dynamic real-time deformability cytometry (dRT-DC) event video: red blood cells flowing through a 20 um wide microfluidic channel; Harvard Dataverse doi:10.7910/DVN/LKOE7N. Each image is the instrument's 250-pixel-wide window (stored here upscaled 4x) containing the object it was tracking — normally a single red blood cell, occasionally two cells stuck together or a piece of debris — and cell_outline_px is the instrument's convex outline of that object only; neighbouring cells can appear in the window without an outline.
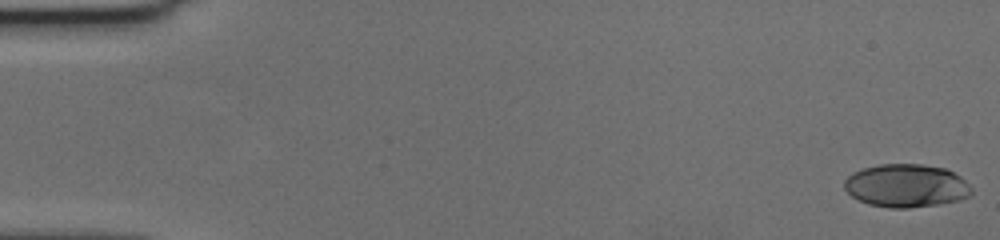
{"species": "human", "species_latin": "Homo sapiens", "temperature_condition": "cold", "stored_images_in_passage": 57, "camera_frame_rate_fps": 3000, "um_per_image_px": 0.085, "donor": {"sex": "female"}, "frame": {"image": 1, "passage_image": 1, "time_ms": 0.0, "image_size_px": [1000, 240], "cell_outline_px": [[972, 196], [960, 200], [936, 204], [908, 208], [888, 208], [868, 204], [852, 196], [844, 188], [844, 180], [852, 172], [864, 168], [880, 164], [920, 164], [944, 168], [960, 176], [972, 188]], "centroid_in_image_um": [77.03, 15.79], "position_along_channel_um": 8.0, "area_um2": 31.96}}
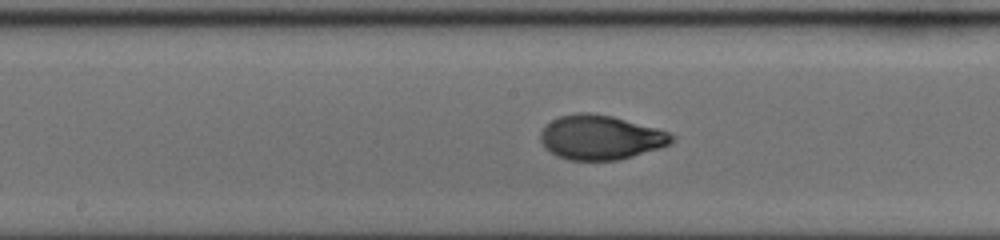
{"frame": {"image": 2, "passage_image": 30, "time_ms": 9.667, "image_size_px": [1000, 240], "cell_outline_px": [[676, 140], [660, 148], [620, 160], [568, 160], [556, 156], [544, 148], [540, 140], [540, 132], [552, 120], [560, 116], [576, 112], [588, 112], [612, 116], [656, 128], [668, 132], [676, 136]], "centroid_in_image_um": [51.04, 11.68], "position_along_channel_um": 197.2, "area_um2": 34.1}}
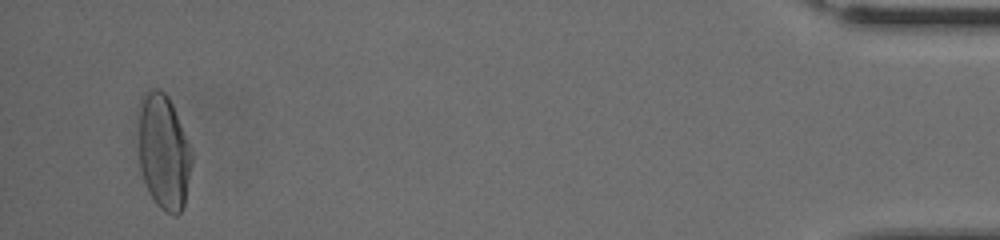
{"frame": {"image": 3, "passage_image": 55, "time_ms": 18.0, "image_size_px": [1000, 240], "cell_outline_px": [[192, 160], [184, 204], [180, 212], [176, 216], [172, 216], [164, 212], [156, 204], [148, 192], [140, 168], [140, 100], [148, 92], [156, 88], [164, 92], [168, 96], [172, 104], [192, 152]], "centroid_in_image_um": [13.92, 12.97], "position_along_channel_um": 421.3, "area_um2": 35.14}, "authors_computed_cell_mechanics": {"area_um2": 33.2928, "velocity_mm_per_s": 3.6359, "shape_relaxation_time_tau1_ms": 5.2534, "shape_relaxation_time_tau2_ms": 0.9011, "deformation_change_tau1": 0.2286, "deformation_change_tau2": 0.0492}}